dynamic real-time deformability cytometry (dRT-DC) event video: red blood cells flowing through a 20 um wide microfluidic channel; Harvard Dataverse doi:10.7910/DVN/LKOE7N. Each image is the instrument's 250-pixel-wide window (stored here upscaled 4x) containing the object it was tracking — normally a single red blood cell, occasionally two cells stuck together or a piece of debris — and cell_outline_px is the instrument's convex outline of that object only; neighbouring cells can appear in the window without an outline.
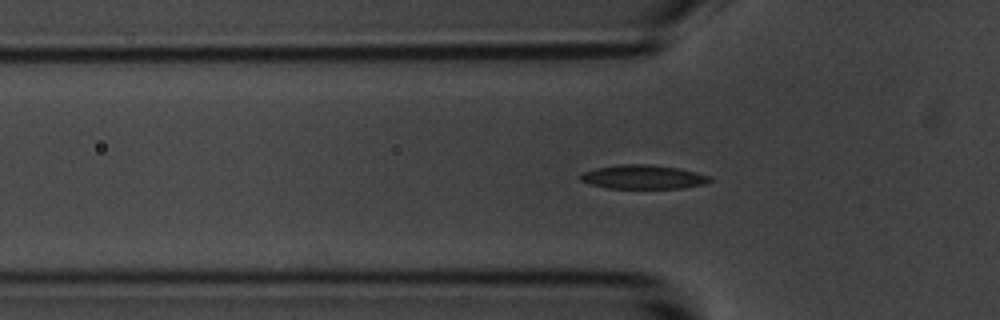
{"species": "common noctule bat (a hibernating species)", "species_latin": "Nyctalus noctula", "temperature_condition": "room temperature", "stored_images_in_passage": 44, "camera_frame_rate_fps": 3000, "um_per_image_px": 0.085, "animal": {"sex": "male", "body_mass_g": 20.1, "forearm_length_mm": 53.5}, "frame": {"image": 1, "passage_image": 5, "time_ms": 1.333, "image_size_px": [1000, 320], "cell_outline_px": [[712, 180], [704, 184], [684, 188], [608, 188], [588, 184], [580, 180], [580, 176], [584, 172], [596, 168], [620, 164], [648, 164], [680, 168], [712, 176]], "centroid_in_image_um": [54.7, 15.04], "position_along_channel_um": 71.1, "area_um2": 18.15}}
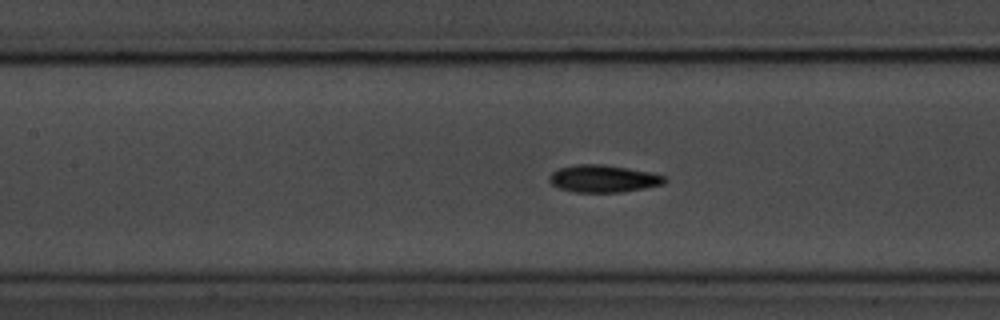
{"frame": {"image": 2, "passage_image": 12, "time_ms": 3.667, "image_size_px": [1000, 320], "cell_outline_px": [[668, 180], [664, 184], [644, 188], [620, 192], [576, 192], [560, 188], [552, 184], [548, 180], [548, 176], [552, 172], [560, 168], [576, 164], [604, 164], [628, 168], [668, 176]], "centroid_in_image_um": [51.3, 15.18], "position_along_channel_um": 156.1, "area_um2": 18.38}}
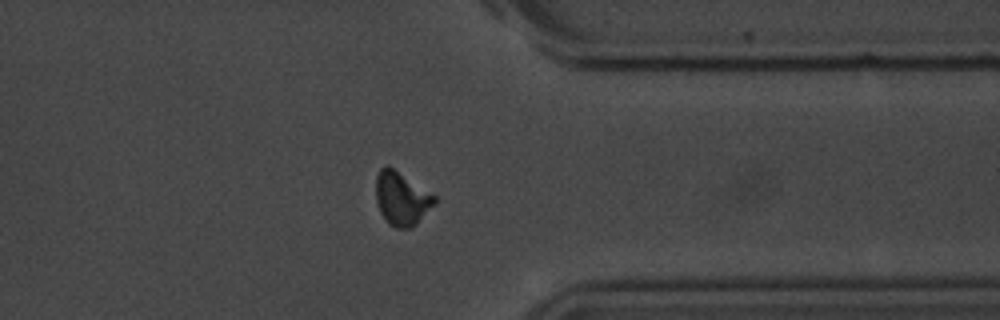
{"frame": {"image": 3, "passage_image": 31, "time_ms": 10.0, "image_size_px": [1000, 320], "cell_outline_px": [[436, 204], [412, 228], [396, 228], [388, 224], [380, 212], [376, 200], [376, 176], [380, 168], [388, 164], [436, 196]], "centroid_in_image_um": [34.14, 16.87], "position_along_channel_um": 377.3, "area_um2": 18.44}, "authors_computed_cell_mechanics": {"area_um2": 17.8024, "velocity_mm_per_s": 3.5989, "shape_relaxation_time_tau1_ms": 3.4663, "shape_relaxation_time_tau2_ms": 4.2937, "deformation_change_tau1": 0.1351, "deformation_change_tau2": 0.0688}}